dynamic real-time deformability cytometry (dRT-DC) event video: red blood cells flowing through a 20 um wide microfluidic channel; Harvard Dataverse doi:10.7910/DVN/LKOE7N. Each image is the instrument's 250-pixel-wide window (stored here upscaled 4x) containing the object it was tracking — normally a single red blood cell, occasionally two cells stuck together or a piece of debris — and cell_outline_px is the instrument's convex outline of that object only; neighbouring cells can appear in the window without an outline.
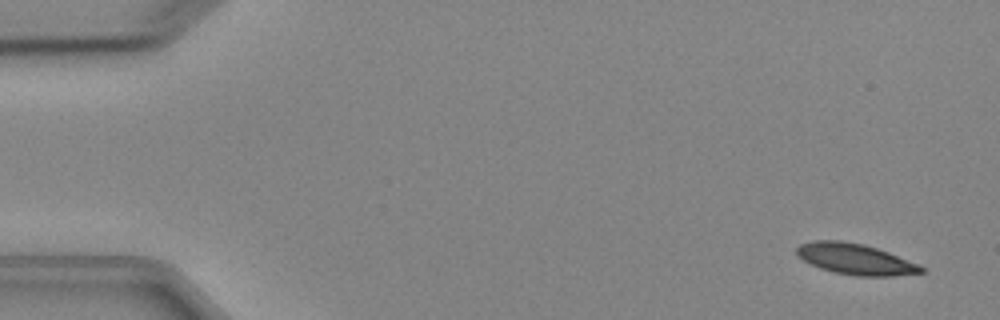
{"species": "Egyptian fruit bat (a non-hibernating species)", "species_latin": "Rousettus aegyptiacus", "temperature_condition": "cold", "stored_images_in_passage": 5, "segment_of_instrument_passage": [1, 2], "camera_frame_rate_fps": 3000, "um_per_image_px": 0.085, "animal": {"sex": "female"}, "frame": {"image": 1, "passage_image": 1, "time_ms": 0.0, "image_size_px": [1000, 320], "cell_outline_px": [[924, 272], [892, 276], [856, 276], [836, 272], [820, 268], [804, 260], [796, 252], [796, 248], [800, 244], [812, 240], [840, 240], [864, 244], [888, 252], [920, 264], [924, 268]], "centroid_in_image_um": [72.72, 22.01], "position_along_channel_um": 12.3, "area_um2": 22.31}}